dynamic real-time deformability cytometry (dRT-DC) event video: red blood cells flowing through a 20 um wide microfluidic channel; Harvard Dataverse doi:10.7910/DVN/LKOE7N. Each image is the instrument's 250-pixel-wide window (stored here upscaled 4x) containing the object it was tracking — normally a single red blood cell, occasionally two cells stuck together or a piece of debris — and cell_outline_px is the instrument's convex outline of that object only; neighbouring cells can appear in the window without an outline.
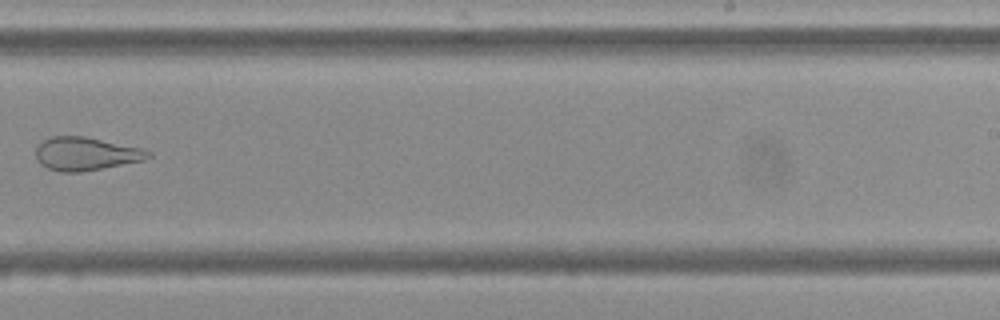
{"species": "Egyptian fruit bat (a non-hibernating species)", "species_latin": "Rousettus aegyptiacus", "temperature_condition": "cold", "stored_images_in_passage": 7, "camera_frame_rate_fps": 3000, "um_per_image_px": 0.085, "frame": {"image": 1, "passage_image": 6, "time_ms": 6.0, "image_size_px": [1000, 320], "cell_outline_px": [[152, 156], [144, 160], [80, 172], [60, 172], [48, 168], [40, 164], [36, 160], [36, 148], [44, 140], [52, 136], [84, 136], [140, 148], [152, 152]], "centroid_in_image_um": [7.27, 13.07], "position_along_channel_um": 281.7, "area_um2": 21.56}}